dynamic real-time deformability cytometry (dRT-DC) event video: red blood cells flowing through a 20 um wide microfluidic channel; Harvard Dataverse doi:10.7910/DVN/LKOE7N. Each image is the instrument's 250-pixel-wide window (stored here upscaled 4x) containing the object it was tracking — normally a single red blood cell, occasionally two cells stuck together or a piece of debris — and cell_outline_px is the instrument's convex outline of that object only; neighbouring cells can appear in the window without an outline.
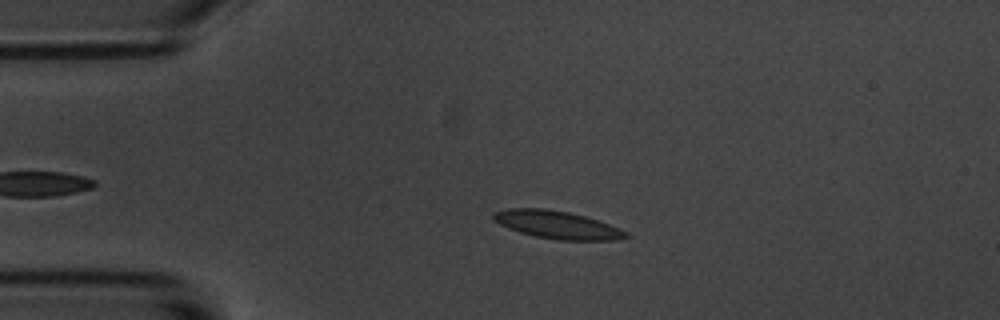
{"species": "common noctule bat (a hibernating species)", "species_latin": "Nyctalus noctula", "temperature_condition": "room temperature", "stored_images_in_passage": 49, "camera_frame_rate_fps": 3000, "um_per_image_px": 0.085, "animal": {"sex": "male", "body_mass_g": 20.1, "forearm_length_mm": 53.5}, "frame": {"image": 1, "passage_image": 11, "time_ms": 3.333, "image_size_px": [1000, 320], "cell_outline_px": [[628, 236], [616, 240], [556, 240], [536, 236], [520, 232], [508, 228], [492, 220], [492, 212], [508, 208], [544, 208], [568, 212], [584, 216], [608, 224], [628, 232]], "centroid_in_image_um": [47.3, 19.1], "position_along_channel_um": 37.7, "area_um2": 21.33}}
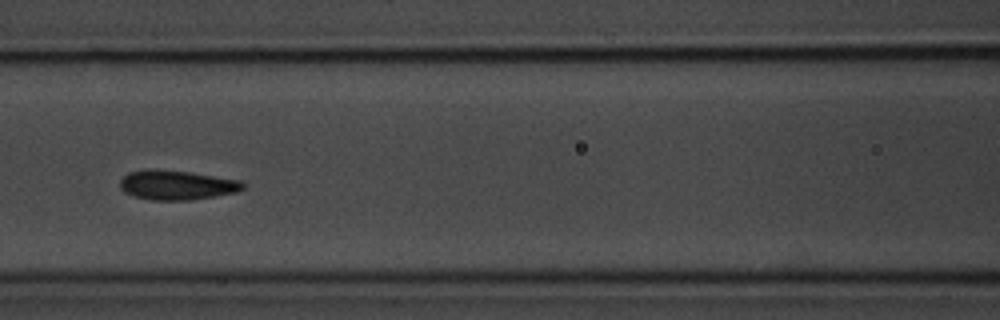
{"frame": {"image": 2, "passage_image": 23, "time_ms": 7.333, "image_size_px": [1000, 320], "cell_outline_px": [[244, 188], [236, 192], [216, 196], [188, 200], [152, 200], [136, 196], [124, 192], [120, 188], [120, 180], [128, 172], [152, 168], [188, 172], [240, 180], [244, 184]], "centroid_in_image_um": [15.0, 15.72], "position_along_channel_um": 151.6, "area_um2": 21.04}}
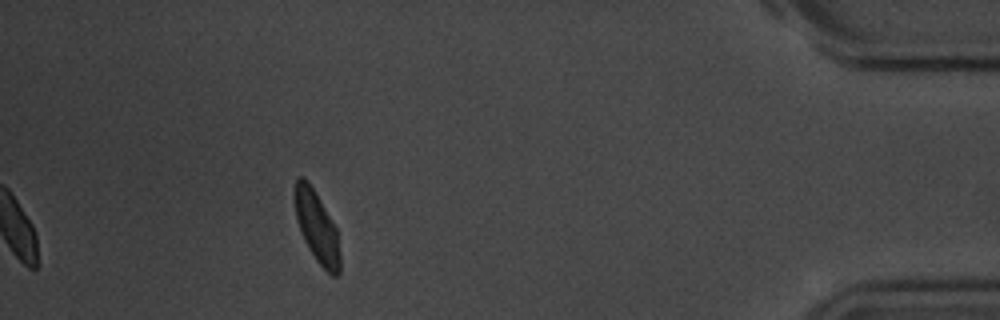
{"frame": {"image": 3, "passage_image": 49, "time_ms": 16.0, "image_size_px": [1000, 320], "cell_outline_px": [[340, 272], [336, 276], [332, 276], [316, 260], [304, 240], [300, 232], [296, 220], [292, 196], [292, 192], [296, 180], [300, 176], [304, 176], [308, 180], [320, 200], [336, 228], [340, 252]], "centroid_in_image_um": [26.89, 19.24], "position_along_channel_um": 408.3, "area_um2": 19.02}, "authors_computed_cell_mechanics": {"area_um2": 20.2878, "velocity_mm_per_s": 3.5979, "shape_relaxation_time_tau1_ms": 2.818, "shape_relaxation_time_tau2_ms": 0.9259, "deformation_change_tau1": 0.1247, "deformation_change_tau2": 0.0611}}